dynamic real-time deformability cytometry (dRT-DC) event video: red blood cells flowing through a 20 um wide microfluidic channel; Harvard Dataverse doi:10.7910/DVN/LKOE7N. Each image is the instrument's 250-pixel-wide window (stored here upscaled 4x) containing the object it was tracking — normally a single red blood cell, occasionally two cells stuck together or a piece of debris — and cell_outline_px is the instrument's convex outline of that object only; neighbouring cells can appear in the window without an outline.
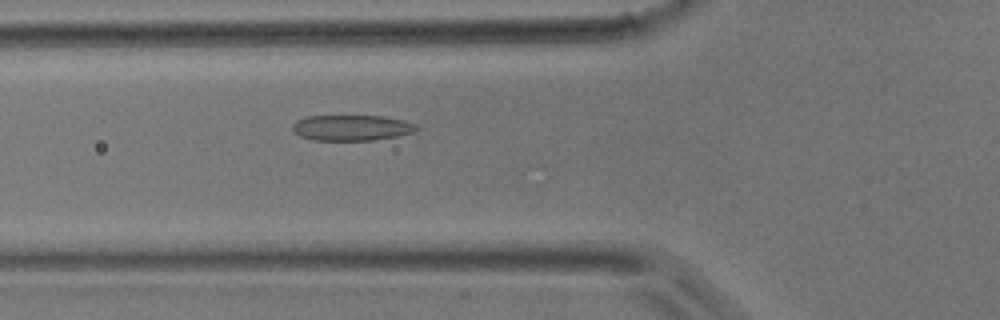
{"species": "common noctule bat (a hibernating species)", "species_latin": "Nyctalus noctula", "temperature_condition": "room temperature", "stored_images_in_passage": 29, "camera_frame_rate_fps": 3000, "um_per_image_px": 0.085, "animal": {"sex": "male", "body_mass_g": 17.9}, "frame": {"image": 1, "passage_image": 8, "time_ms": 2.333, "image_size_px": [1000, 320], "cell_outline_px": [[420, 128], [416, 132], [396, 136], [372, 140], [312, 140], [300, 136], [292, 128], [292, 124], [296, 120], [304, 116], [380, 116], [404, 120], [416, 124]], "centroid_in_image_um": [29.9, 10.85], "position_along_channel_um": 95.9, "area_um2": 18.61}}
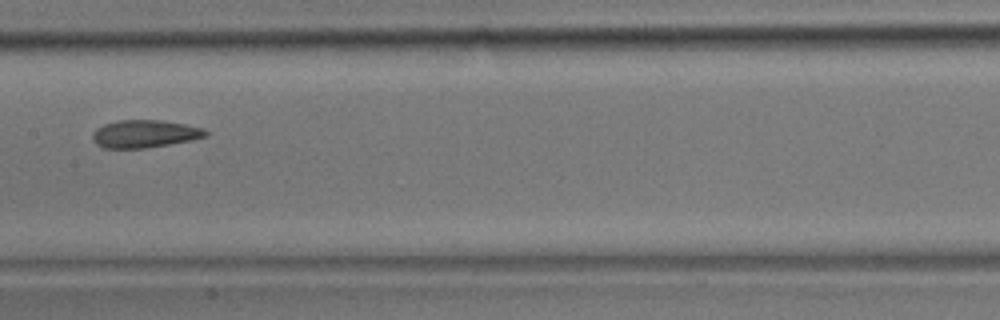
{"frame": {"image": 2, "passage_image": 14, "time_ms": 4.333, "image_size_px": [1000, 320], "cell_outline_px": [[208, 136], [192, 140], [144, 148], [104, 148], [96, 144], [92, 140], [92, 132], [96, 128], [104, 124], [116, 120], [160, 120], [184, 124], [204, 128], [208, 132]], "centroid_in_image_um": [12.28, 11.37], "position_along_channel_um": 195.1, "area_um2": 18.32}}
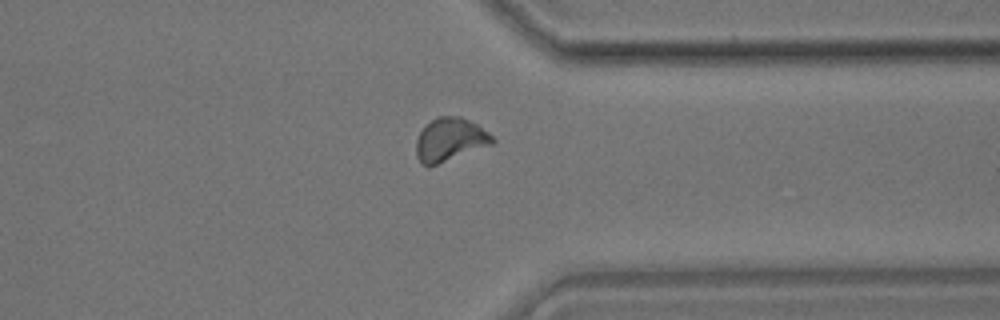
{"frame": {"image": 3, "passage_image": 25, "time_ms": 8.0, "image_size_px": [1000, 320], "cell_outline_px": [[496, 140], [492, 144], [436, 164], [420, 164], [416, 156], [416, 140], [424, 124], [436, 116], [460, 116], [476, 124], [488, 132]], "centroid_in_image_um": [38.21, 11.83], "position_along_channel_um": 373.2, "area_um2": 19.02}}